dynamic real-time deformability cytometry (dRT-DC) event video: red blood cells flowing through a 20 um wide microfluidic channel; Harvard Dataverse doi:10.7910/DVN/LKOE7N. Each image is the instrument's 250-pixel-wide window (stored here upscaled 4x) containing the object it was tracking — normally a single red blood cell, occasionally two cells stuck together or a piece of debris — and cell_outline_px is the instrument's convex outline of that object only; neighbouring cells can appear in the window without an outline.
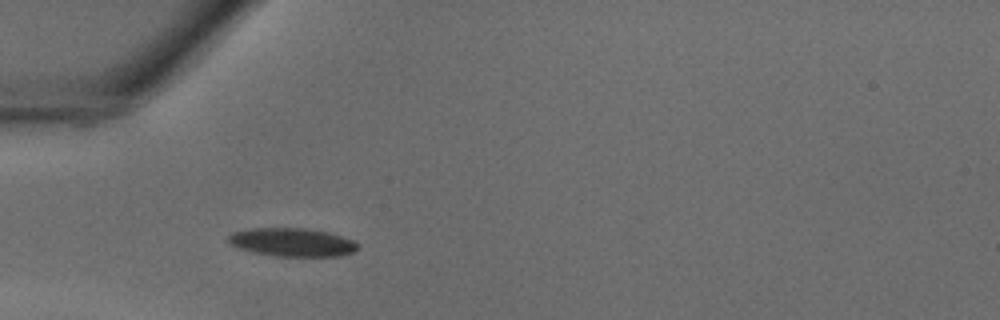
{"species": "common noctule bat (a hibernating species)", "species_latin": "Nyctalus noctula", "temperature_condition": "warm", "stored_images_in_passage": 28, "camera_frame_rate_fps": 3000, "um_per_image_px": 0.085, "animal": {"sex": "male", "body_mass_g": 18.8}, "frame": {"image": 1, "passage_image": 1, "time_ms": 0.0, "image_size_px": [1000, 320], "cell_outline_px": [[360, 248], [352, 252], [340, 256], [272, 256], [252, 252], [240, 248], [232, 244], [228, 240], [228, 236], [232, 232], [252, 228], [308, 228], [328, 232], [352, 240]], "centroid_in_image_um": [24.83, 20.59], "position_along_channel_um": 60.2, "area_um2": 21.33}}
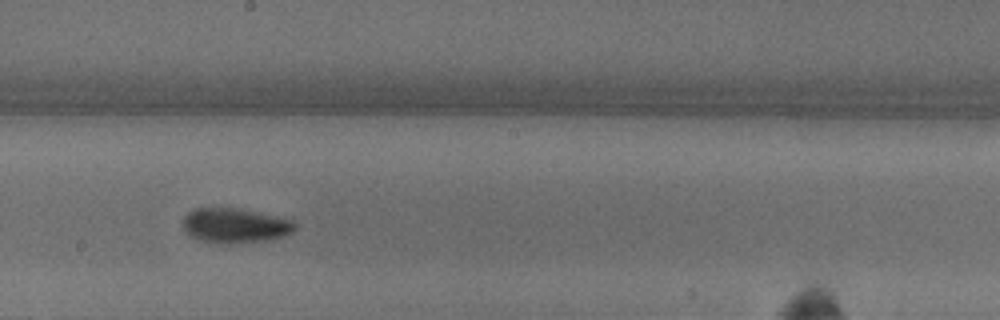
{"frame": {"image": 2, "passage_image": 11, "time_ms": 3.333, "image_size_px": [1000, 320], "cell_outline_px": [[296, 228], [292, 232], [284, 236], [272, 240], [220, 244], [200, 240], [188, 236], [184, 232], [184, 216], [188, 212], [196, 208], [236, 208], [296, 220]], "centroid_in_image_um": [19.99, 19.18], "position_along_channel_um": 228.2, "area_um2": 22.89}}
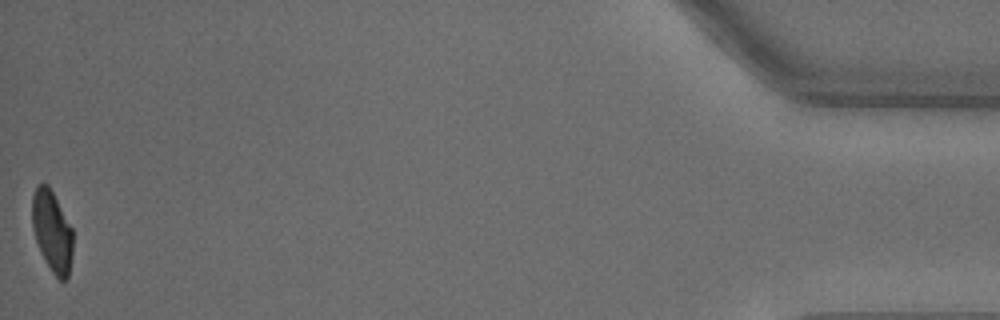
{"frame": {"image": 3, "passage_image": 28, "time_ms": 9.0, "image_size_px": [1000, 320], "cell_outline_px": [[72, 256], [68, 276], [64, 280], [60, 280], [52, 272], [40, 252], [32, 228], [32, 196], [36, 188], [40, 184], [48, 184], [72, 228]], "centroid_in_image_um": [4.42, 19.67], "position_along_channel_um": 430.8, "area_um2": 19.07}}